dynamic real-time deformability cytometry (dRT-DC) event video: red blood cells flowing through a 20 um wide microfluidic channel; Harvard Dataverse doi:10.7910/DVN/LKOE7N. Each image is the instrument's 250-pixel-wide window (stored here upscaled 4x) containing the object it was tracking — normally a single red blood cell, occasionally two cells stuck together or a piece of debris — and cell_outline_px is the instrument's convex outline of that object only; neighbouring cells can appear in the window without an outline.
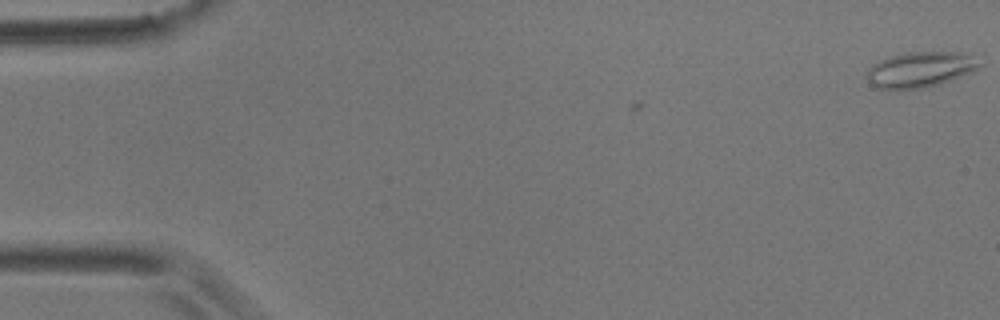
{"species": "common noctule bat (a hibernating species)", "species_latin": "Nyctalus noctula", "temperature_condition": "room temperature", "stored_images_in_passage": 3, "camera_frame_rate_fps": 3000, "um_per_image_px": 0.085, "animal": {"sex": "male", "body_mass_g": 17.9}, "frame": {"image": 1, "passage_image": 3, "time_ms": 0.667, "image_size_px": [1000, 320], "cell_outline_px": [[980, 68], [972, 72], [924, 88], [876, 88], [864, 76], [868, 68], [872, 64], [880, 60], [904, 52], [960, 52], [968, 56], [980, 64]], "centroid_in_image_um": [78.14, 5.9], "position_along_channel_um": 6.9, "area_um2": 22.77}}